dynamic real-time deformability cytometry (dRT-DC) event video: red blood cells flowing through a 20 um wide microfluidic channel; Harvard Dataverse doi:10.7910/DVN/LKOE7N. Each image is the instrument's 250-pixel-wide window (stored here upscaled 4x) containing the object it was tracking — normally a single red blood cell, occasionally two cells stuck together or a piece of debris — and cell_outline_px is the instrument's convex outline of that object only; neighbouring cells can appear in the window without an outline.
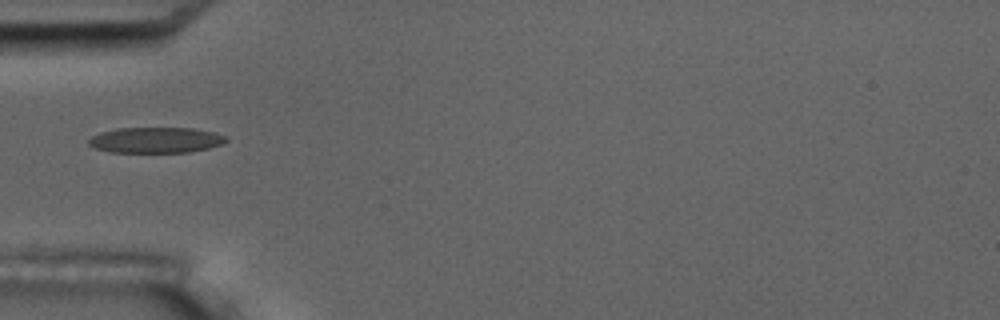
{"species": "common noctule bat (a hibernating species)", "species_latin": "Nyctalus noctula", "temperature_condition": "room temperature", "stored_images_in_passage": 7, "camera_frame_rate_fps": 3000, "um_per_image_px": 0.085, "animal": {"sex": "male", "body_mass_g": 17.5, "forearm_length_mm": 52.3}, "frame": {"image": 1, "passage_image": 6, "time_ms": 5.667, "image_size_px": [1000, 320], "cell_outline_px": [[228, 140], [224, 144], [208, 148], [188, 152], [108, 152], [96, 148], [88, 144], [88, 140], [92, 136], [100, 132], [116, 128], [192, 128], [212, 132], [228, 136]], "centroid_in_image_um": [13.25, 11.9], "position_along_channel_um": 71.8, "area_um2": 20.63}}